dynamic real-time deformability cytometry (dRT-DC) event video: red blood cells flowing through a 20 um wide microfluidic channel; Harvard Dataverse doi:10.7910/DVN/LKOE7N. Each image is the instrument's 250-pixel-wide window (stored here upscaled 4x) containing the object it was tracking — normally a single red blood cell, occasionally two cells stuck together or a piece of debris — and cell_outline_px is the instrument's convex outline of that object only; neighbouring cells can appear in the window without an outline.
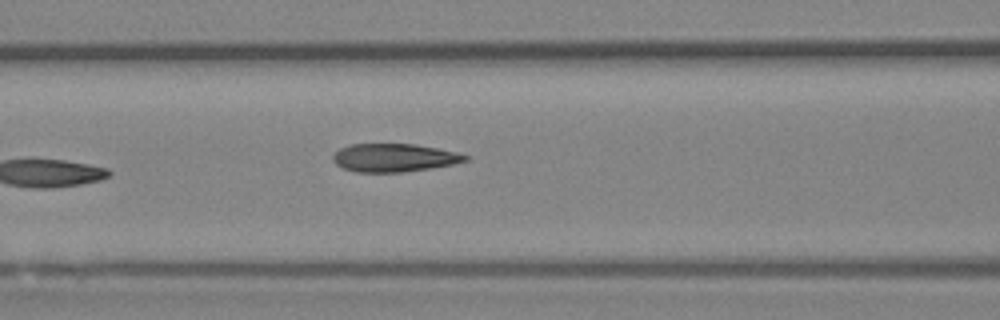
{"species": "Egyptian fruit bat (a non-hibernating species)", "species_latin": "Rousettus aegyptiacus", "temperature_condition": "room temperature", "stored_images_in_passage": 6, "camera_frame_rate_fps": 3000, "um_per_image_px": 0.085, "animal": {"sex": "female"}, "frame": {"image": 1, "passage_image": 6, "time_ms": 6.0, "image_size_px": [1000, 320], "cell_outline_px": [[468, 160], [452, 164], [428, 168], [400, 172], [356, 172], [344, 168], [336, 164], [332, 160], [332, 156], [340, 148], [352, 144], [416, 144], [456, 152], [468, 156]], "centroid_in_image_um": [33.46, 13.4], "position_along_channel_um": 133.1, "area_um2": 21.44}}